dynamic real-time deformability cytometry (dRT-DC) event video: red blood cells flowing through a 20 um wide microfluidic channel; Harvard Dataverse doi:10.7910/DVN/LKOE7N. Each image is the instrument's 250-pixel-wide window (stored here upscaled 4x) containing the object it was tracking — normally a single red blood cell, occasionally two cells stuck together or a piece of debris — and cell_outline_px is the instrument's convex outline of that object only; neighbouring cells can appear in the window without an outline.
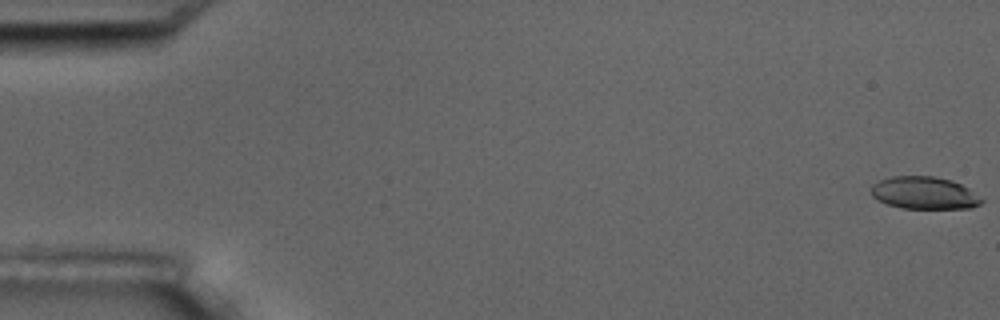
{"species": "common noctule bat (a hibernating species)", "species_latin": "Nyctalus noctula", "temperature_condition": "room temperature", "stored_images_in_passage": 16, "camera_frame_rate_fps": 3000, "um_per_image_px": 0.085, "animal": {"sex": "male", "body_mass_g": 17.5, "forearm_length_mm": 52.3}, "frame": {"image": 1, "passage_image": 1, "time_ms": 0.0, "image_size_px": [1000, 320], "cell_outline_px": [[984, 200], [980, 204], [972, 208], [900, 208], [888, 204], [872, 196], [872, 184], [880, 180], [892, 176], [932, 176], [952, 180], [968, 188]], "centroid_in_image_um": [78.57, 16.4], "position_along_channel_um": 6.4, "area_um2": 20.69}}
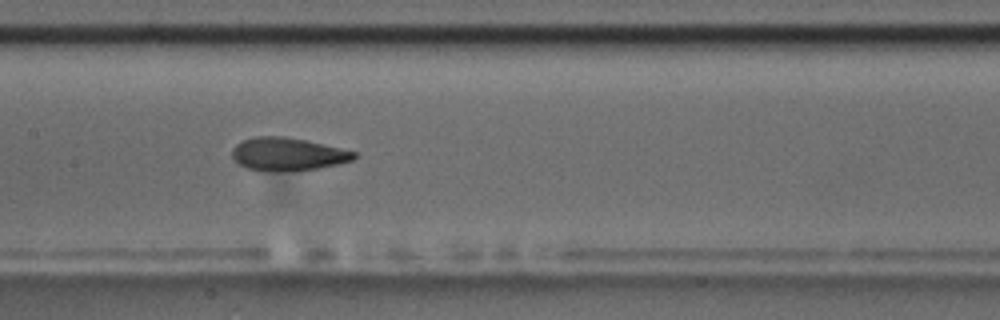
{"frame": {"image": 2, "passage_image": 8, "time_ms": 9.333, "image_size_px": [1000, 320], "cell_outline_px": [[356, 156], [352, 160], [336, 164], [316, 168], [248, 168], [240, 164], [232, 156], [232, 148], [236, 144], [244, 140], [256, 136], [284, 136], [304, 140], [356, 152]], "centroid_in_image_um": [24.44, 13.04], "position_along_channel_um": 183.0, "area_um2": 21.96}}
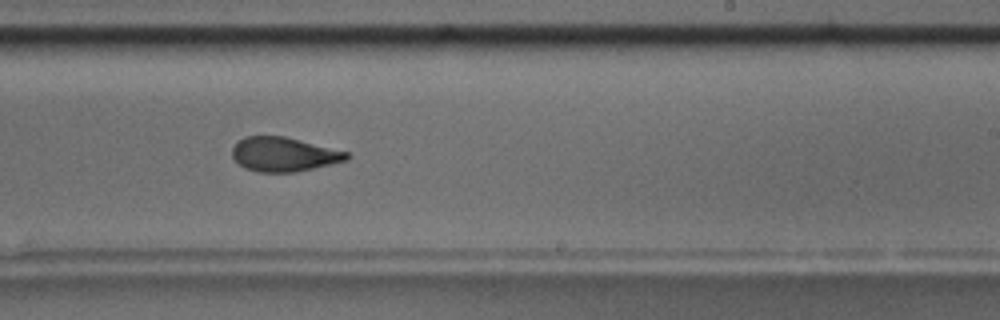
{"frame": {"image": 3, "passage_image": 10, "time_ms": 11.667, "image_size_px": [1000, 320], "cell_outline_px": [[348, 160], [296, 172], [256, 172], [244, 168], [232, 156], [232, 148], [236, 140], [244, 136], [284, 136], [348, 152]], "centroid_in_image_um": [24.07, 13.12], "position_along_channel_um": 264.9, "area_um2": 22.83}, "authors_computed_cell_mechanics": {"area_um2": 23.0622, "velocity_mm_per_s": 3.5274, "shape_relaxation_time_tau1_ms": 4.0783, "shape_relaxation_time_tau2_ms": 1.1797, "deformation_change_tau1": 0.1466, "deformation_change_tau2": 0.0701}}